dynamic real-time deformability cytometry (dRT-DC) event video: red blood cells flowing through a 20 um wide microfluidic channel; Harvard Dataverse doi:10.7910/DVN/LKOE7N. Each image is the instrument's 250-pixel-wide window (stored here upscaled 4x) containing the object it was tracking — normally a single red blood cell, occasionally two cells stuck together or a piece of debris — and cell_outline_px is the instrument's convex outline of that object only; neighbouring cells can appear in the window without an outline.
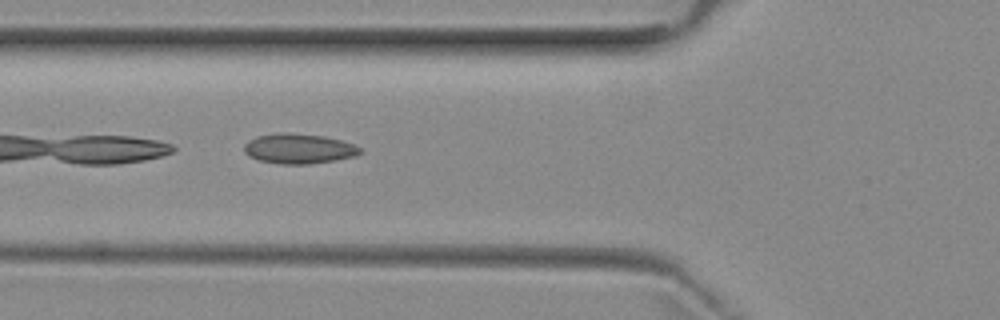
{"species": "common noctule bat (a hibernating species)", "species_latin": "Nyctalus noctula", "temperature_condition": "room temperature", "stored_images_in_passage": 4, "camera_frame_rate_fps": 3000, "um_per_image_px": 0.085, "animal": {"sex": "female", "body_mass_g": 29.2, "forearm_length_mm": 56.3}, "frame": {"image": 1, "passage_image": 2, "time_ms": 1.0, "image_size_px": [1000, 320], "cell_outline_px": [[364, 152], [356, 156], [336, 160], [308, 164], [280, 164], [260, 160], [248, 156], [244, 152], [244, 144], [248, 140], [256, 136], [276, 132], [284, 132], [324, 136], [340, 140], [352, 144], [360, 148]], "centroid_in_image_um": [25.38, 12.63], "position_along_channel_um": 100.4, "area_um2": 20.4}}
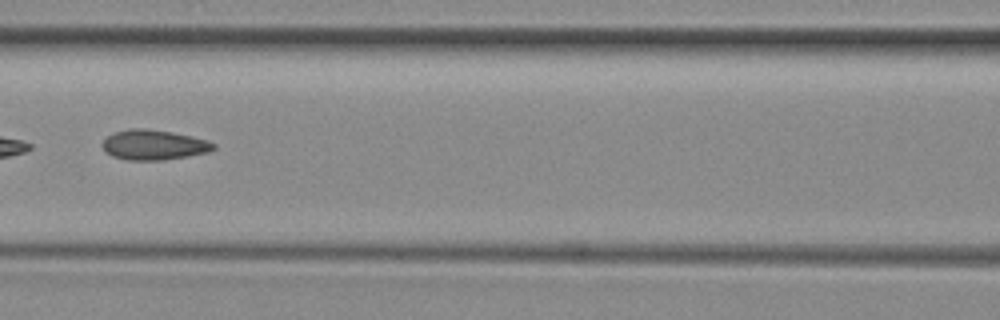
{"frame": {"image": 2, "passage_image": 3, "time_ms": 2.333, "image_size_px": [1000, 320], "cell_outline_px": [[216, 148], [208, 152], [188, 156], [164, 160], [128, 160], [112, 156], [104, 148], [104, 140], [108, 136], [116, 132], [132, 128], [144, 128], [172, 132], [192, 136], [216, 144]], "centroid_in_image_um": [13.11, 12.32], "position_along_channel_um": 153.5, "area_um2": 19.19}}
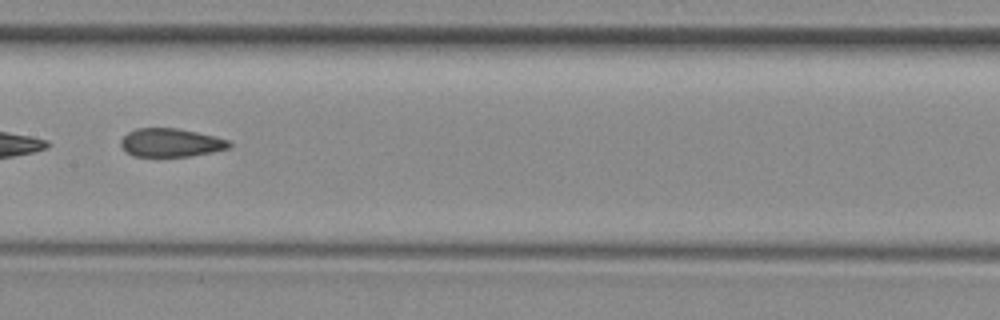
{"frame": {"image": 3, "passage_image": 4, "time_ms": 3.333, "image_size_px": [1000, 320], "cell_outline_px": [[232, 144], [228, 148], [212, 152], [188, 156], [132, 156], [120, 144], [120, 140], [128, 132], [136, 128], [176, 128], [216, 136], [228, 140]], "centroid_in_image_um": [14.52, 12.12], "position_along_channel_um": 192.9, "area_um2": 17.8}}